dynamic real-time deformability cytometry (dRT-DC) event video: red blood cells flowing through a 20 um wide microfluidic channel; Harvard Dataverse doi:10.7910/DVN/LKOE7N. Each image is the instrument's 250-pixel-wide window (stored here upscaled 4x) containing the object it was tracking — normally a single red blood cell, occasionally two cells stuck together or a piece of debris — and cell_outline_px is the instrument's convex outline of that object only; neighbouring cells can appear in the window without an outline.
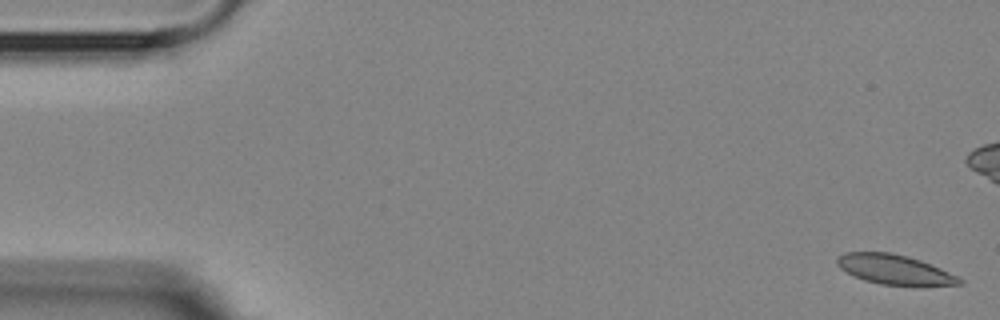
{"species": "Egyptian fruit bat (a non-hibernating species)", "species_latin": "Rousettus aegyptiacus", "temperature_condition": "room temperature", "stored_images_in_passage": 6, "camera_frame_rate_fps": 3000, "um_per_image_px": 0.085, "animal": {"sex": "female"}, "frame": {"image": 1, "passage_image": 1, "time_ms": 0.0, "image_size_px": [1000, 320], "cell_outline_px": [[964, 284], [920, 288], [912, 288], [880, 284], [864, 280], [840, 268], [836, 264], [836, 256], [844, 252], [892, 252], [908, 256], [920, 260], [940, 268], [964, 280]], "centroid_in_image_um": [76.1, 22.95], "position_along_channel_um": 8.9, "area_um2": 22.02}}